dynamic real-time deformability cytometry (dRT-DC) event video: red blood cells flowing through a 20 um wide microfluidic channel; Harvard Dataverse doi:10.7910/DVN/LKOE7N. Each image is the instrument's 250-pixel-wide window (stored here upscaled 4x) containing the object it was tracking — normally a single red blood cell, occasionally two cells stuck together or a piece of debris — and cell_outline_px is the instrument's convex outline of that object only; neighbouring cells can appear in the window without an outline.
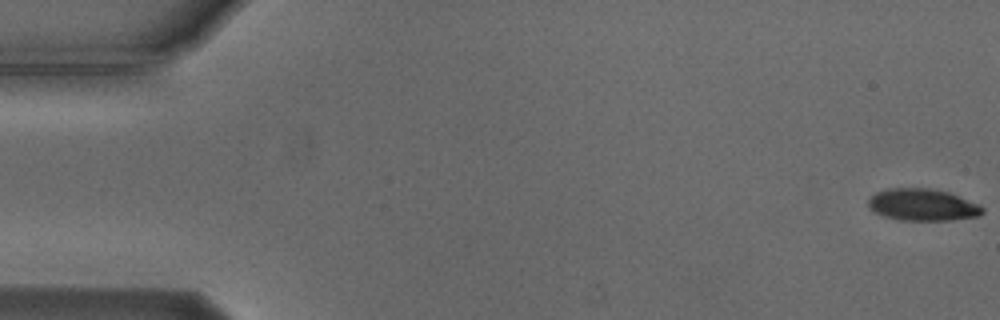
{"species": "Egyptian fruit bat (a non-hibernating species)", "species_latin": "Rousettus aegyptiacus", "temperature_condition": "cold", "stored_images_in_passage": 56, "camera_frame_rate_fps": 3000, "um_per_image_px": 0.085, "animal": {"sex": "male"}, "frame": {"image": 1, "passage_image": 1, "time_ms": 0.0, "image_size_px": [1000, 320], "cell_outline_px": [[984, 212], [980, 216], [952, 220], [900, 220], [884, 216], [868, 208], [868, 200], [876, 192], [888, 188], [928, 188], [948, 192], [980, 204], [984, 208]], "centroid_in_image_um": [78.44, 17.41], "position_along_channel_um": 6.6, "area_um2": 21.33}}
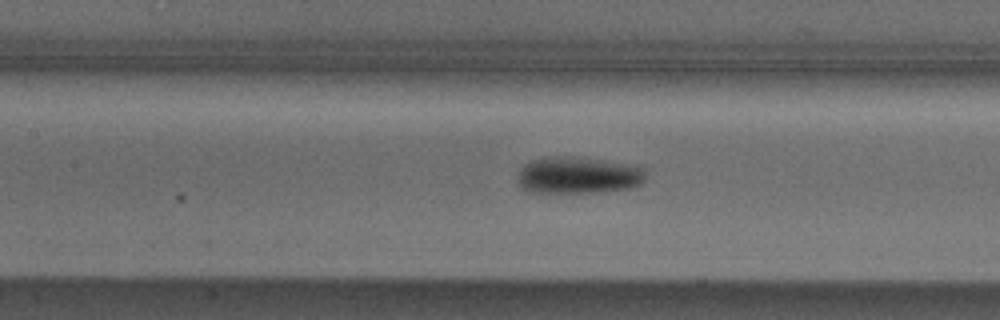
{"frame": {"image": 2, "passage_image": 25, "time_ms": 8.0, "image_size_px": [1000, 320], "cell_outline_px": [[644, 180], [640, 184], [628, 188], [596, 192], [528, 192], [516, 180], [516, 172], [524, 164], [532, 160], [544, 156], [576, 156], [604, 160], [628, 164], [644, 168]], "centroid_in_image_um": [49.07, 14.87], "position_along_channel_um": 158.3, "area_um2": 27.69}}
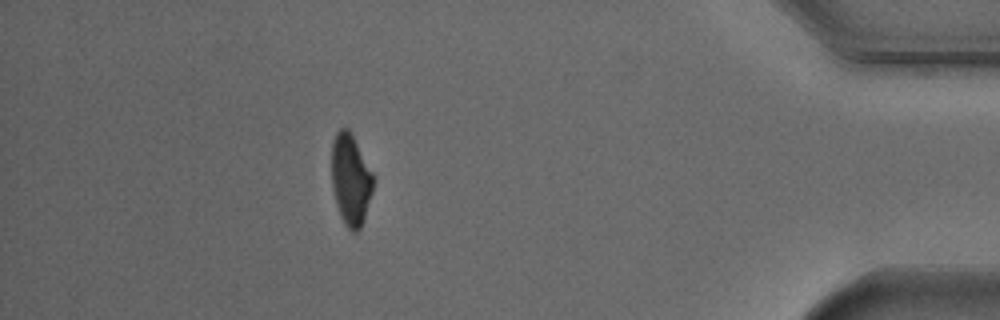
{"frame": {"image": 3, "passage_image": 49, "time_ms": 16.0, "image_size_px": [1000, 320], "cell_outline_px": [[372, 192], [364, 220], [360, 228], [356, 232], [352, 232], [344, 224], [340, 216], [336, 204], [332, 188], [332, 140], [336, 132], [340, 128], [348, 128], [372, 172]], "centroid_in_image_um": [29.78, 15.29], "position_along_channel_um": 405.4, "area_um2": 21.91}, "authors_computed_cell_mechanics": {"area_um2": 23.409, "velocity_mm_per_s": 3.741, "shape_relaxation_time_tau1_ms": 3.1424, "shape_relaxation_time_tau2_ms": 10.6995, "deformation_change_tau1": 0.1184, "deformation_change_tau2": 0.1385}}